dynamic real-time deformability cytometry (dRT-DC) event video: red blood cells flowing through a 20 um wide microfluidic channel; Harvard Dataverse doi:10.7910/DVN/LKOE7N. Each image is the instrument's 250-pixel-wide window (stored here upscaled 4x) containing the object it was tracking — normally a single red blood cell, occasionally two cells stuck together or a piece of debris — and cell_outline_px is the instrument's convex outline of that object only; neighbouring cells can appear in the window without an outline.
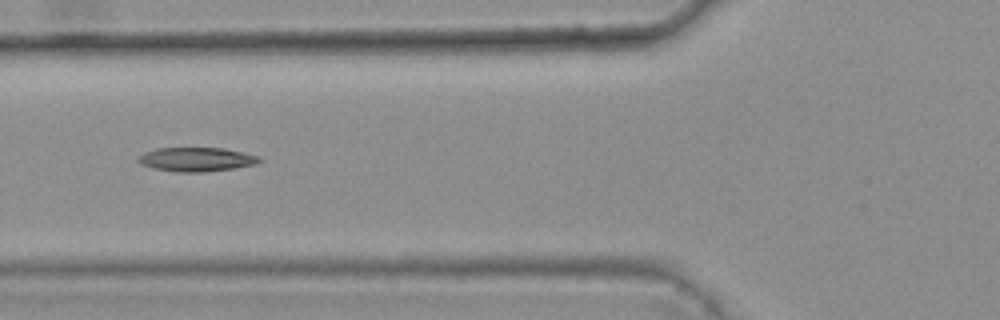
{"species": "common noctule bat (a hibernating species)", "species_latin": "Nyctalus noctula", "temperature_condition": "warm", "stored_images_in_passage": 6, "camera_frame_rate_fps": 3000, "um_per_image_px": 0.085, "animal": {"sex": "female", "body_mass_g": 25.1}, "frame": {"image": 1, "passage_image": 4, "time_ms": 1.0, "image_size_px": [1000, 320], "cell_outline_px": [[264, 160], [256, 164], [232, 168], [204, 172], [176, 172], [156, 168], [140, 164], [136, 160], [136, 156], [144, 152], [156, 148], [224, 148], [260, 156]], "centroid_in_image_um": [16.68, 13.54], "position_along_channel_um": 109.1, "area_um2": 17.05}}
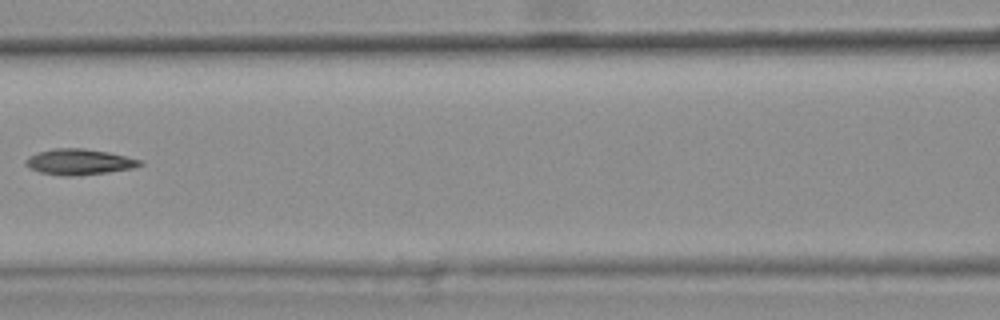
{"frame": {"image": 2, "passage_image": 5, "time_ms": 1.333, "image_size_px": [1000, 320], "cell_outline_px": [[144, 164], [132, 168], [108, 172], [76, 176], [60, 176], [40, 172], [28, 168], [24, 164], [24, 160], [28, 156], [52, 148], [84, 148], [108, 152], [140, 160]], "centroid_in_image_um": [6.67, 13.76], "position_along_channel_um": 159.9, "area_um2": 17.22}}